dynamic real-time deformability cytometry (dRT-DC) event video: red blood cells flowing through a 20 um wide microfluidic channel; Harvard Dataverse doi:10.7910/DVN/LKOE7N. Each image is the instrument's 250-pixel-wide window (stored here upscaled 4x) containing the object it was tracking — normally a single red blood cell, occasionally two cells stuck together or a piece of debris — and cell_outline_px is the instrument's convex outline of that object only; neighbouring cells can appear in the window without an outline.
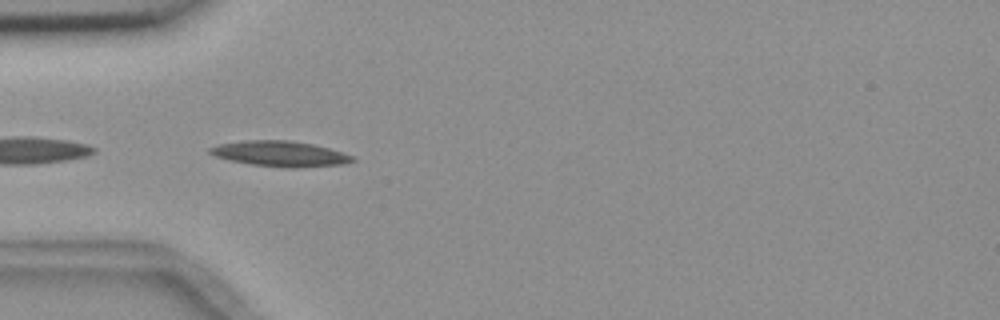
{"species": "common noctule bat (a hibernating species)", "species_latin": "Nyctalus noctula", "temperature_condition": "room temperature", "stored_images_in_passage": 14, "camera_frame_rate_fps": 3000, "um_per_image_px": 0.085, "animal": {"sex": "female", "body_mass_g": 18.4}, "frame": {"image": 1, "passage_image": 4, "time_ms": 4.333, "image_size_px": [1000, 320], "cell_outline_px": [[356, 160], [344, 164], [292, 168], [284, 168], [252, 164], [228, 160], [216, 156], [208, 152], [208, 148], [220, 144], [244, 140], [292, 140], [312, 144], [328, 148], [352, 156]], "centroid_in_image_um": [23.78, 13.07], "position_along_channel_um": 61.2, "area_um2": 21.04}}
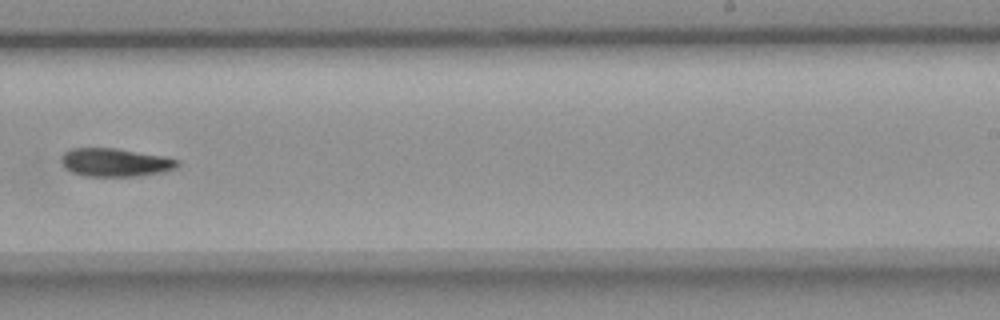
{"frame": {"image": 2, "passage_image": 9, "time_ms": 10.333, "image_size_px": [1000, 320], "cell_outline_px": [[180, 164], [176, 168], [160, 172], [140, 176], [84, 176], [72, 172], [64, 168], [60, 160], [60, 156], [64, 152], [72, 148], [116, 148], [164, 156], [180, 160]], "centroid_in_image_um": [9.77, 13.8], "position_along_channel_um": 279.2, "area_um2": 19.31}}
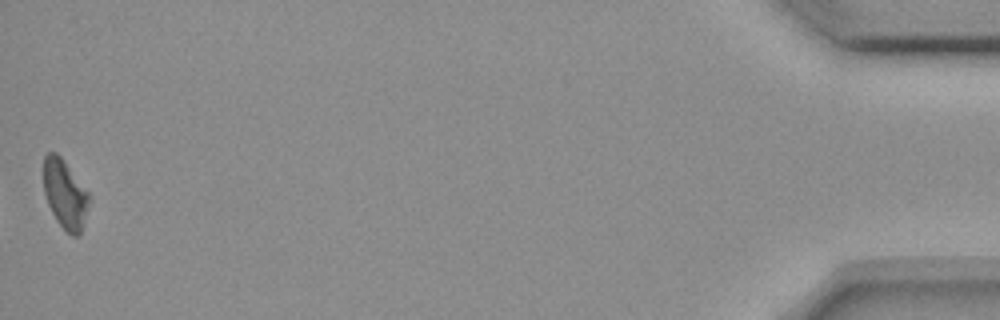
{"frame": {"image": 3, "passage_image": 14, "time_ms": 17.0, "image_size_px": [1000, 320], "cell_outline_px": [[92, 200], [80, 236], [72, 236], [56, 220], [48, 204], [44, 192], [44, 156], [48, 152], [56, 152], [60, 156], [88, 192]], "centroid_in_image_um": [5.56, 16.54], "position_along_channel_um": 429.6, "area_um2": 18.32}}